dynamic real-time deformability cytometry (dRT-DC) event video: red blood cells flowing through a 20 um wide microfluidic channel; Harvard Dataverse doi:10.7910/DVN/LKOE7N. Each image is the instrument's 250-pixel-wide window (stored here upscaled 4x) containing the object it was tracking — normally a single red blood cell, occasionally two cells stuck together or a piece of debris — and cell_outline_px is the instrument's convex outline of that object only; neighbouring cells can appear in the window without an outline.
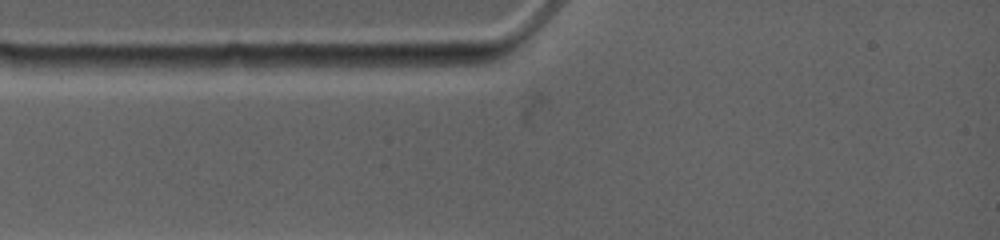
{"species": "common noctule bat (a hibernating species)", "species_latin": "Nyctalus noctula", "temperature_condition": "warm", "stored_images_in_passage": 2, "camera_frame_rate_fps": 4500, "um_per_image_px": 0.085, "animal": {"sex": "female", "body_mass_g": 19.0, "forearm_length_mm": 53.3}, "frame": {"image": 1, "passage_image": 2, "time_ms": 0.444, "image_size_px": [1000, 240], "cell_outline_px": [[424, 64], [404, 72], [272, 72], [276, 64], [296, 56], [404, 56]], "centroid_in_image_um": [29.49, 5.46], "position_along_channel_um": 55.5, "area_um2": 15.49}}